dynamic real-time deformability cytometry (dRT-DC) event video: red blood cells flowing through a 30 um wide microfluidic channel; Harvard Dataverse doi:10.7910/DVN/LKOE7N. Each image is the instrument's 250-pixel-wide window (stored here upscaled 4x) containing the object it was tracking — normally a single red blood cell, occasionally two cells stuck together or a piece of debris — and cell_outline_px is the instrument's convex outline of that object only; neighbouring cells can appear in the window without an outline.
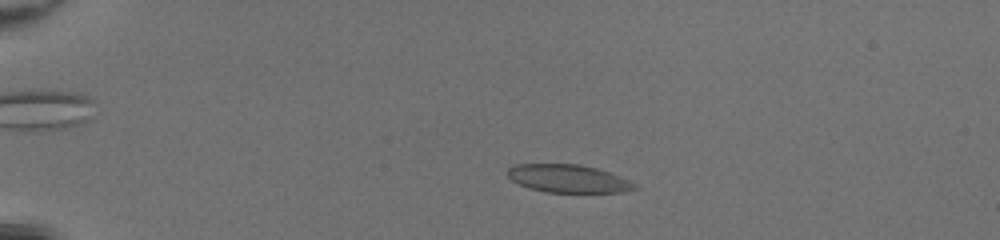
{"species": "common noctule bat (a hibernating species)", "species_latin": "Nyctalus noctula", "temperature_condition": "room temperature", "stored_images_in_passage": 48, "camera_frame_rate_fps": 3000, "um_per_image_px": 0.085, "animal": {"sex": "female", "body_mass_g": 20.0, "forearm_length_mm": 54.0}, "frame": {"image": 1, "passage_image": 10, "time_ms": 3.0, "image_size_px": [1000, 240], "cell_outline_px": [[640, 188], [624, 192], [548, 192], [528, 188], [516, 184], [508, 176], [508, 168], [516, 164], [580, 164], [596, 168], [632, 180], [640, 184]], "centroid_in_image_um": [48.36, 15.19], "position_along_channel_um": 36.6, "area_um2": 20.98}}
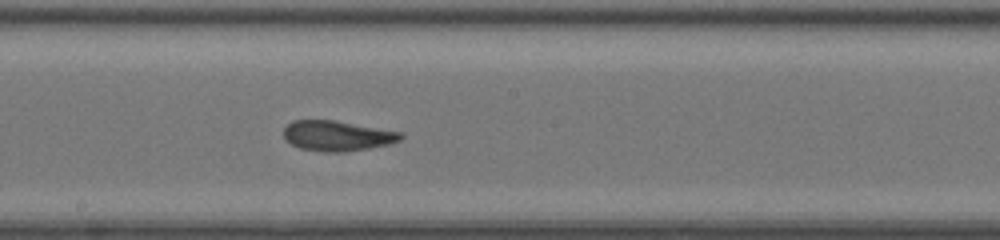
{"frame": {"image": 2, "passage_image": 28, "time_ms": 9.0, "image_size_px": [1000, 240], "cell_outline_px": [[404, 136], [400, 140], [388, 144], [368, 148], [344, 152], [324, 152], [300, 148], [284, 140], [284, 128], [292, 120], [336, 120], [404, 132]], "centroid_in_image_um": [28.68, 11.53], "position_along_channel_um": 219.5, "area_um2": 20.81}}
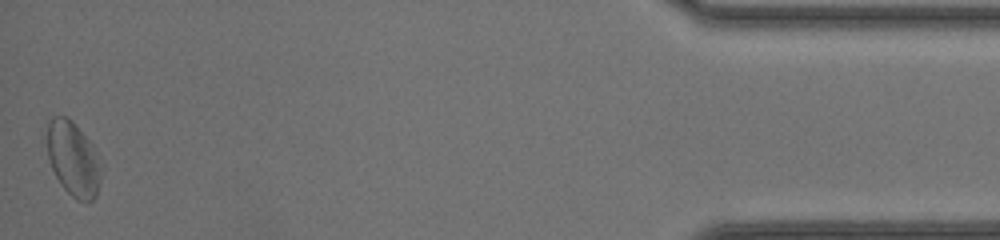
{"frame": {"image": 3, "passage_image": 48, "time_ms": 15.667, "image_size_px": [1000, 240], "cell_outline_px": [[104, 168], [96, 196], [92, 200], [76, 200], [60, 184], [48, 160], [48, 124], [52, 116], [68, 116], [76, 124], [92, 144]], "centroid_in_image_um": [6.26, 13.5], "position_along_channel_um": 428.9, "area_um2": 23.64}, "authors_computed_cell_mechanics": {"area_um2": 21.7039, "velocity_mm_per_s": 4.255, "shape_relaxation_time_tau1_ms": 5.6759, "shape_relaxation_time_tau2_ms": 1.778, "deformation_change_tau1": 0.1425, "deformation_change_tau2": 0.086}}